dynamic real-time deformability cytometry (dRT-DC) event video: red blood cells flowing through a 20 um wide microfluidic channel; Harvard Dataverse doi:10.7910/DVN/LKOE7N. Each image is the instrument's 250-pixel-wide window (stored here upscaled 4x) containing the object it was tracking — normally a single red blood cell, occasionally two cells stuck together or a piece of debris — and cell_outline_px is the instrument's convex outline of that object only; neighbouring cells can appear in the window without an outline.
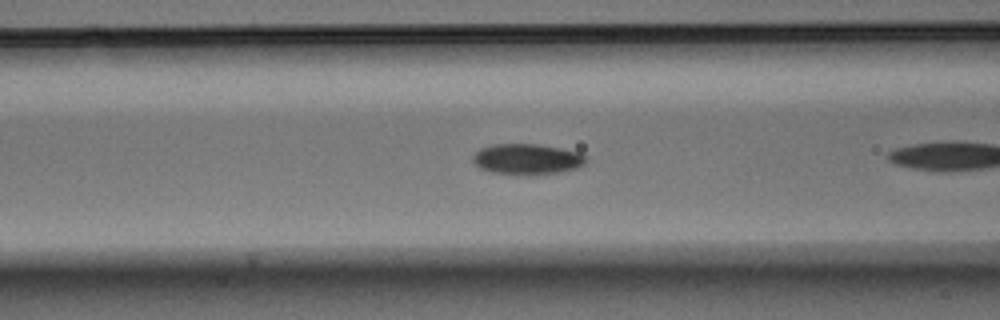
{"species": "Egyptian fruit bat (a non-hibernating species)", "species_latin": "Rousettus aegyptiacus", "temperature_condition": "warm", "stored_images_in_passage": 8, "camera_frame_rate_fps": 3000, "um_per_image_px": 0.085, "animal": {"sex": "male"}, "frame": {"image": 1, "passage_image": 7, "time_ms": 2.0, "image_size_px": [1000, 320], "cell_outline_px": [[588, 160], [584, 164], [576, 168], [556, 172], [532, 176], [492, 172], [480, 168], [472, 160], [472, 156], [480, 148], [496, 144], [536, 144], [560, 148], [580, 152], [588, 156]], "centroid_in_image_um": [44.82, 13.53], "position_along_channel_um": 121.8, "area_um2": 20.35}}